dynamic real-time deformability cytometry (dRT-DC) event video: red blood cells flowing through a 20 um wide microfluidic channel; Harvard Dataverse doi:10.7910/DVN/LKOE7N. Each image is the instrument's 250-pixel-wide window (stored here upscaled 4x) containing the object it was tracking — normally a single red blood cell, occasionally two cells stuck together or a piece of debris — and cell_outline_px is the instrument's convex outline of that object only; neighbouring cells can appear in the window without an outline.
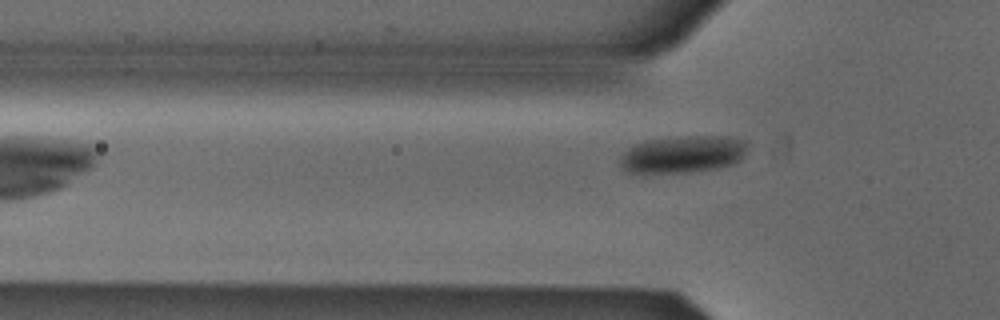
{"species": "Egyptian fruit bat (a non-hibernating species)", "species_latin": "Rousettus aegyptiacus", "temperature_condition": "cold", "stored_images_in_passage": 2, "camera_frame_rate_fps": 3000, "um_per_image_px": 0.085, "animal": {"sex": "male"}, "frame": {"image": 1, "passage_image": 2, "time_ms": 0.333, "image_size_px": [1000, 320], "cell_outline_px": [[752, 144], [744, 156], [740, 160], [732, 164], [712, 168], [688, 172], [628, 172], [620, 164], [620, 156], [628, 148], [644, 140], [688, 136], [728, 136], [748, 140]], "centroid_in_image_um": [58.13, 13.08], "position_along_channel_um": 67.7, "area_um2": 27.69}}